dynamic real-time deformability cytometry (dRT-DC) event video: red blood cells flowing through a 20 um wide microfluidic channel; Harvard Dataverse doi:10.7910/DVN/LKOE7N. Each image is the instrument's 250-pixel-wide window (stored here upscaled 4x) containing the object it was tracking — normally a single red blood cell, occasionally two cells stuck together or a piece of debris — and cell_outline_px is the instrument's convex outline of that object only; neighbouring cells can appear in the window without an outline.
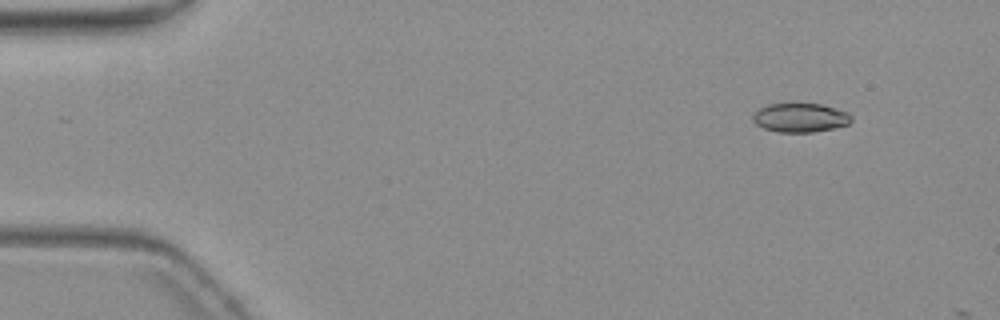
{"species": "common noctule bat (a hibernating species)", "species_latin": "Nyctalus noctula", "temperature_condition": "warm", "stored_images_in_passage": 4, "camera_frame_rate_fps": 3000, "um_per_image_px": 0.085, "animal": {"sex": "female", "body_mass_g": 19.3, "forearm_length_mm": 54.1}, "frame": {"image": 1, "passage_image": 4, "time_ms": 3.667, "image_size_px": [1000, 320], "cell_outline_px": [[852, 120], [848, 124], [832, 128], [812, 132], [780, 132], [764, 128], [756, 124], [752, 120], [752, 116], [760, 108], [768, 104], [820, 104], [848, 112], [852, 116]], "centroid_in_image_um": [68.02, 10.0], "position_along_channel_um": 17.0, "area_um2": 16.42}}